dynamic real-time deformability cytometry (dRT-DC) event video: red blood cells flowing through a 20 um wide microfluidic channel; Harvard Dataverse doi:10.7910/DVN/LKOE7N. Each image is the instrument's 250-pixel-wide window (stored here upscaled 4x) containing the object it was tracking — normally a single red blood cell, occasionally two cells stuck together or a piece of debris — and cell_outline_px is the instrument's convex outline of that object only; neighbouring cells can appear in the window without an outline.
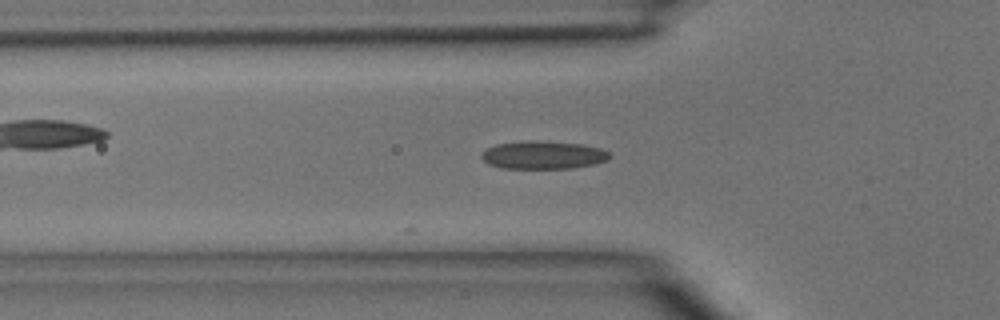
{"species": "common noctule bat (a hibernating species)", "species_latin": "Nyctalus noctula", "temperature_condition": "room temperature", "stored_images_in_passage": 4, "segment_of_instrument_passage": [1, 2], "camera_frame_rate_fps": 3000, "um_per_image_px": 0.085, "animal": {"sex": "male", "body_mass_g": 15.6}, "frame": {"image": 1, "passage_image": 3, "time_ms": 0.667, "image_size_px": [1000, 320], "cell_outline_px": [[612, 156], [608, 160], [596, 164], [572, 168], [500, 168], [488, 164], [480, 156], [488, 148], [496, 144], [532, 140], [580, 144], [600, 148], [608, 152]], "centroid_in_image_um": [46.19, 13.18], "position_along_channel_um": 79.6, "area_um2": 20.81}}